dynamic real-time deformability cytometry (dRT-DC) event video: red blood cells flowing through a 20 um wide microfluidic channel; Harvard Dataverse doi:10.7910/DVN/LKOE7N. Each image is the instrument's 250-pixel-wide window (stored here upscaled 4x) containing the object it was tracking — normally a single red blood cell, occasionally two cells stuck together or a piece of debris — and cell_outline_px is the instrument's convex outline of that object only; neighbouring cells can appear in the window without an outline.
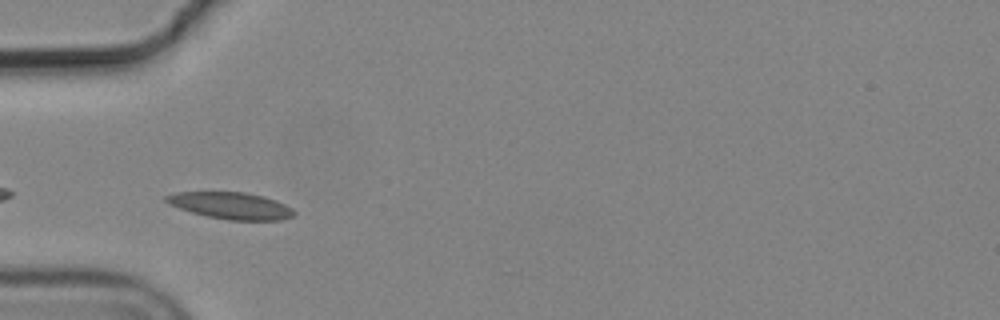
{"species": "common noctule bat (a hibernating species)", "species_latin": "Nyctalus noctula", "temperature_condition": "cold", "stored_images_in_passage": 4, "camera_frame_rate_fps": 3000, "um_per_image_px": 0.085, "animal": {"sex": "male", "body_mass_g": 19.2, "forearm_length_mm": 51.8}, "frame": {"image": 1, "passage_image": 3, "time_ms": 0.667, "image_size_px": [1000, 320], "cell_outline_px": [[296, 212], [292, 216], [284, 220], [228, 220], [208, 216], [192, 212], [168, 204], [164, 200], [164, 196], [176, 192], [244, 192], [264, 196], [276, 200], [292, 208]], "centroid_in_image_um": [19.64, 17.47], "position_along_channel_um": 65.4, "area_um2": 19.94}}